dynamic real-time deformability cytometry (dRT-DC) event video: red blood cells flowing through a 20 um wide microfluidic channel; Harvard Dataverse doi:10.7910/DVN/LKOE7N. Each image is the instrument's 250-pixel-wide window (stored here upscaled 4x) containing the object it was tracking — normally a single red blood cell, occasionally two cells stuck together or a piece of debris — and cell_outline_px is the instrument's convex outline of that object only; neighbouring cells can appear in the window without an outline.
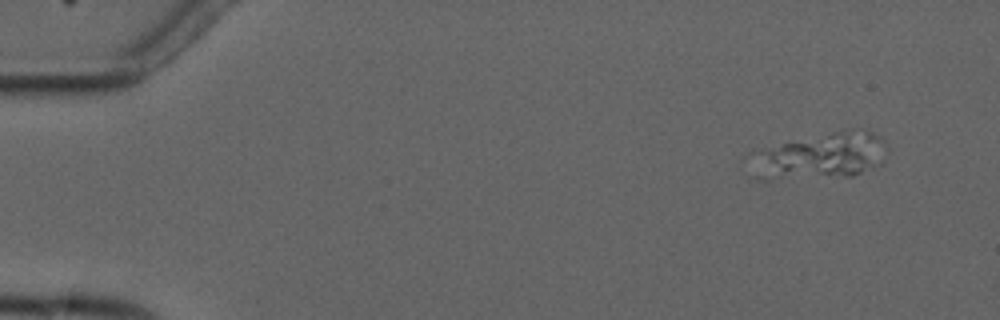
{"species": "common noctule bat (a hibernating species)", "species_latin": "Nyctalus noctula", "temperature_condition": "cold", "stored_images_in_passage": 5, "camera_frame_rate_fps": 3000, "um_per_image_px": 0.085, "animal": {"sex": "male", "forearm_length_mm": 52.5}, "frame": {"image": 1, "passage_image": 1, "time_ms": 0.0, "image_size_px": [1000, 320], "cell_outline_px": [[880, 140], [872, 164], [860, 172], [852, 176], [844, 176], [784, 168], [772, 160], [768, 152], [784, 144], [836, 132], [864, 128], [880, 136]], "centroid_in_image_um": [70.56, 13.0], "position_along_channel_um": 14.4, "area_um2": 26.36}}
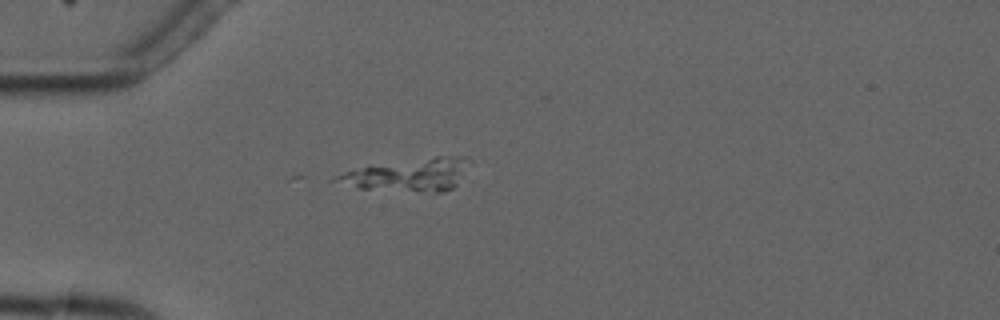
{"frame": {"image": 2, "passage_image": 4, "time_ms": 3.667, "image_size_px": [1000, 320], "cell_outline_px": [[464, 156], [456, 184], [452, 188], [444, 192], [436, 192], [360, 188], [332, 180], [332, 176], [344, 172], [364, 168], [436, 156]], "centroid_in_image_um": [34.64, 14.89], "position_along_channel_um": 50.4, "area_um2": 23.35}}